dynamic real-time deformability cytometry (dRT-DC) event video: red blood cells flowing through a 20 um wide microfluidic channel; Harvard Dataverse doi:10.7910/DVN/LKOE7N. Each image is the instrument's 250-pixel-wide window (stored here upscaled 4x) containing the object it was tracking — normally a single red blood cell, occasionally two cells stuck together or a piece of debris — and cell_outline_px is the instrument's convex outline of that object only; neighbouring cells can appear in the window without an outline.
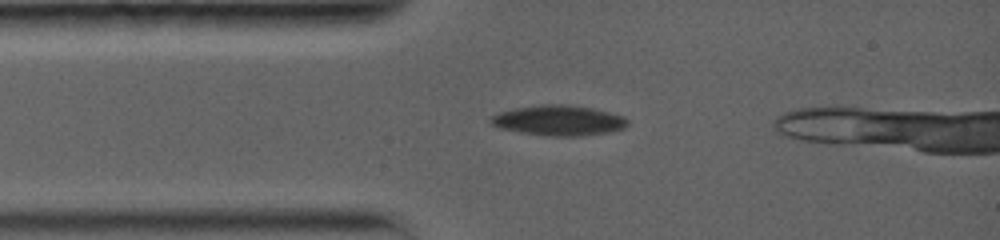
{"species": "common noctule bat (a hibernating species)", "species_latin": "Nyctalus noctula", "temperature_condition": "warm", "stored_images_in_passage": 58, "camera_frame_rate_fps": 5000, "um_per_image_px": 0.085, "animal": {"sex": "female", "body_mass_g": 19.0, "forearm_length_mm": 56.7}, "frame": {"image": 1, "passage_image": 1, "time_ms": 0.0, "image_size_px": [1000, 240], "cell_outline_px": [[628, 124], [624, 128], [608, 132], [580, 136], [548, 136], [520, 132], [500, 128], [492, 124], [488, 120], [492, 116], [500, 112], [516, 108], [540, 104], [568, 104], [592, 108], [624, 116], [628, 120]], "centroid_in_image_um": [47.49, 10.23], "position_along_channel_um": 37.5, "area_um2": 24.1}}
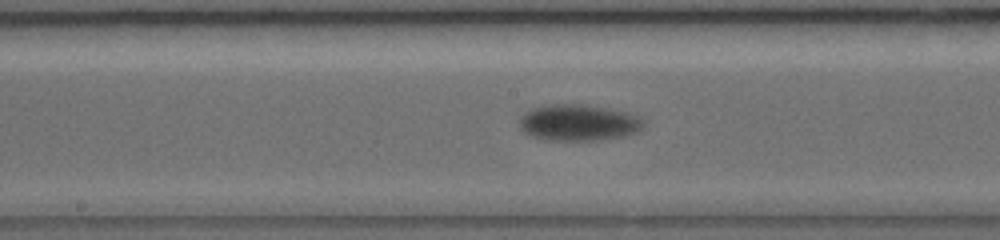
{"frame": {"image": 2, "passage_image": 26, "time_ms": 4.6, "image_size_px": [1000, 240], "cell_outline_px": [[644, 124], [636, 132], [624, 136], [600, 140], [544, 140], [532, 136], [524, 132], [520, 128], [520, 116], [524, 112], [532, 108], [552, 104], [584, 104], [608, 108], [628, 112], [644, 120]], "centroid_in_image_um": [49.15, 10.42], "position_along_channel_um": 199.0, "area_um2": 26.36}}
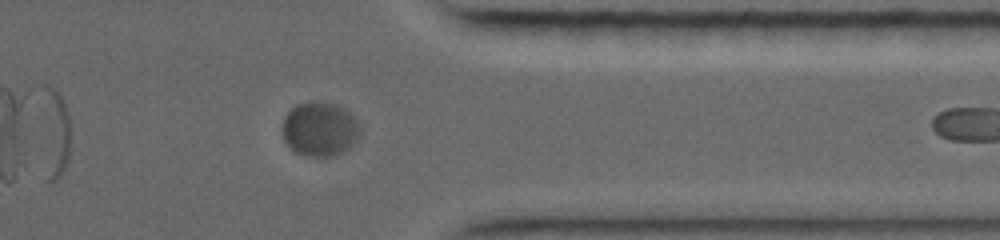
{"frame": {"image": 3, "passage_image": 55, "time_ms": 9.8, "image_size_px": [1000, 240], "cell_outline_px": [[360, 132], [356, 140], [348, 148], [336, 156], [308, 156], [296, 152], [284, 140], [284, 116], [296, 104], [312, 100], [340, 104], [356, 120], [360, 128]], "centroid_in_image_um": [27.19, 10.94], "position_along_channel_um": 384.2, "area_um2": 24.51}}